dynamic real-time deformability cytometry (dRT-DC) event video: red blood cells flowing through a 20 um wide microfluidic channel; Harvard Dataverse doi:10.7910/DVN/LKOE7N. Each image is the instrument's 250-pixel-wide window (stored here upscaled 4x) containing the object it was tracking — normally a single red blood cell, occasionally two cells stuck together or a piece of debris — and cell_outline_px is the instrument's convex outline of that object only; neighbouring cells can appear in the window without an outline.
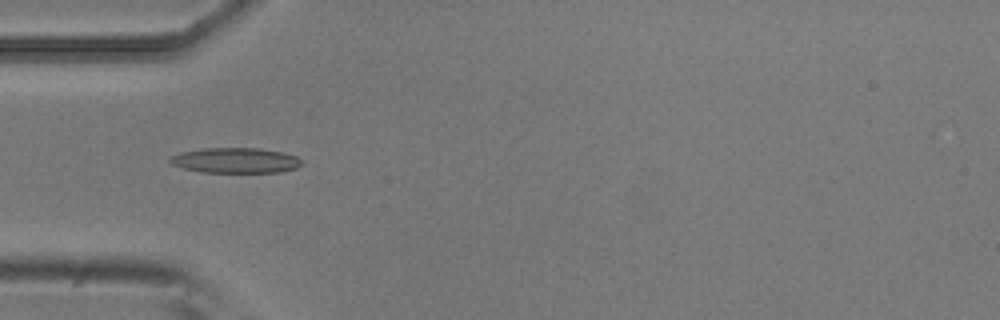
{"species": "common noctule bat (a hibernating species)", "species_latin": "Nyctalus noctula", "temperature_condition": "room temperature", "stored_images_in_passage": 6, "camera_frame_rate_fps": 3000, "um_per_image_px": 0.085, "animal": {"sex": "male", "body_mass_g": 20.5, "forearm_length_mm": 52.5}, "frame": {"image": 1, "passage_image": 5, "time_ms": 1.333, "image_size_px": [1000, 320], "cell_outline_px": [[304, 164], [296, 168], [280, 172], [200, 172], [184, 168], [172, 164], [168, 160], [168, 156], [180, 152], [204, 148], [256, 148], [280, 152], [296, 156]], "centroid_in_image_um": [19.98, 13.63], "position_along_channel_um": 65.0, "area_um2": 19.36}}
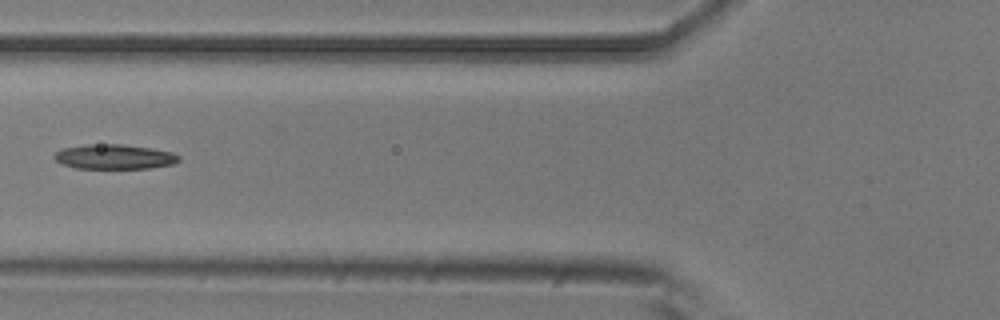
{"frame": {"image": 2, "passage_image": 6, "time_ms": 1.667, "image_size_px": [1000, 320], "cell_outline_px": [[180, 160], [172, 164], [148, 168], [76, 168], [64, 164], [56, 160], [52, 156], [60, 148], [84, 144], [124, 144], [152, 148], [172, 152], [180, 156]], "centroid_in_image_um": [9.7, 13.31], "position_along_channel_um": 116.1, "area_um2": 18.03}}